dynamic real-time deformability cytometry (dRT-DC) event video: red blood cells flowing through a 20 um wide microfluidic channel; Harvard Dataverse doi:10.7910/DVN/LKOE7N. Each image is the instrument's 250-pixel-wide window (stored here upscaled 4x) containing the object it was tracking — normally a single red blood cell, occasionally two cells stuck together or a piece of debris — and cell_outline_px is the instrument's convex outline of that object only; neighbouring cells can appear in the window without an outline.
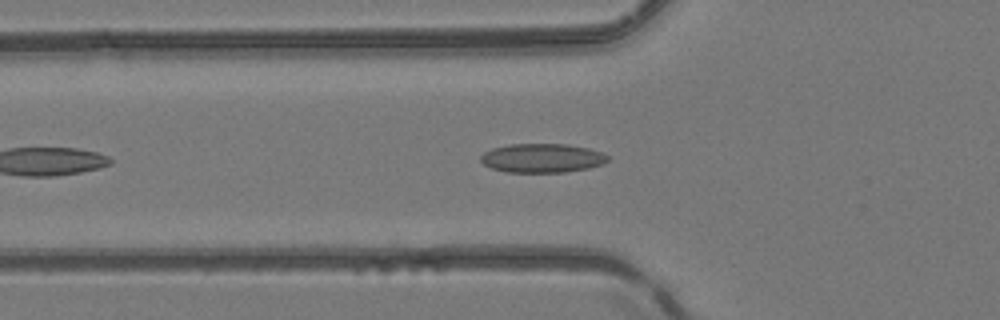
{"species": "common noctule bat (a hibernating species)", "species_latin": "Nyctalus noctula", "temperature_condition": "room temperature", "stored_images_in_passage": 25, "camera_frame_rate_fps": 3000, "um_per_image_px": 0.085, "animal": {"sex": "female", "body_mass_g": 24.6, "forearm_length_mm": 56.2}, "frame": {"image": 1, "passage_image": 6, "time_ms": 1.667, "image_size_px": [1000, 320], "cell_outline_px": [[608, 160], [604, 164], [588, 168], [564, 172], [508, 172], [492, 168], [484, 164], [480, 160], [480, 156], [484, 152], [492, 148], [508, 144], [568, 144], [588, 148], [600, 152], [608, 156]], "centroid_in_image_um": [46.07, 13.43], "position_along_channel_um": 79.7, "area_um2": 21.44}}
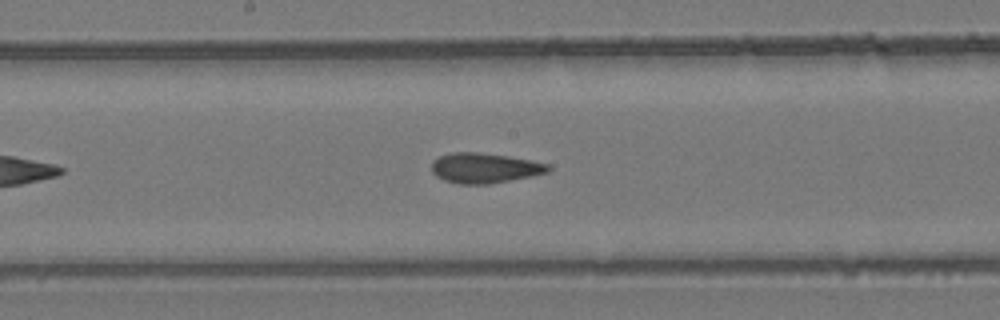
{"frame": {"image": 2, "passage_image": 15, "time_ms": 4.667, "image_size_px": [1000, 320], "cell_outline_px": [[552, 168], [548, 172], [532, 176], [488, 184], [460, 184], [444, 180], [436, 176], [432, 172], [432, 160], [440, 156], [452, 152], [476, 152], [508, 156], [532, 160], [548, 164]], "centroid_in_image_um": [41.19, 14.28], "position_along_channel_um": 207.0, "area_um2": 20.46}}
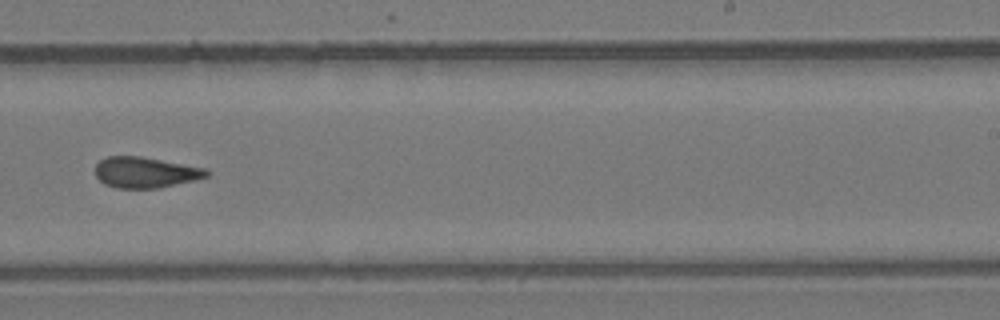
{"frame": {"image": 3, "passage_image": 20, "time_ms": 6.333, "image_size_px": [1000, 320], "cell_outline_px": [[212, 172], [208, 176], [196, 180], [160, 188], [116, 188], [104, 184], [96, 176], [96, 164], [100, 160], [108, 156], [140, 156], [208, 168]], "centroid_in_image_um": [12.41, 14.65], "position_along_channel_um": 276.6, "area_um2": 20.23}}